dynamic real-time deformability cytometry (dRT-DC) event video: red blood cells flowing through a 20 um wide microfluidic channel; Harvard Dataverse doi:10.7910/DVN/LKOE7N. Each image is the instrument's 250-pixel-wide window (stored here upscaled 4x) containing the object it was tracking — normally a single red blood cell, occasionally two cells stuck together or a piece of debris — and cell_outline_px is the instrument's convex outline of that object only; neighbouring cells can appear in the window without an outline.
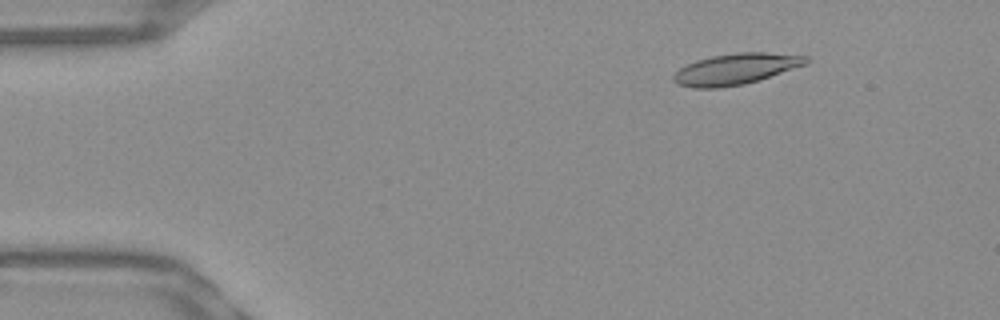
{"species": "Egyptian fruit bat (a non-hibernating species)", "species_latin": "Rousettus aegyptiacus", "temperature_condition": "warm", "stored_images_in_passage": 52, "camera_frame_rate_fps": 3000, "um_per_image_px": 0.085, "frame": {"image": 1, "passage_image": 7, "time_ms": 2.0, "image_size_px": [1000, 320], "cell_outline_px": [[812, 60], [808, 64], [760, 80], [744, 84], [720, 88], [692, 88], [676, 84], [672, 80], [672, 76], [680, 68], [696, 60], [712, 56], [736, 52], [764, 52], [808, 56]], "centroid_in_image_um": [62.57, 5.87], "position_along_channel_um": 22.4, "area_um2": 24.28}}
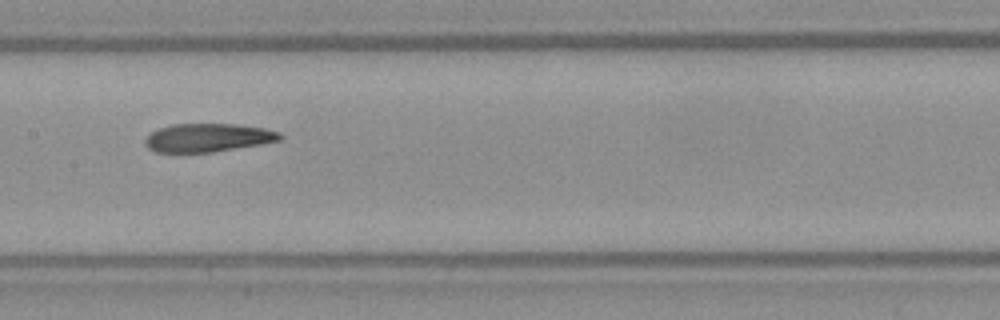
{"frame": {"image": 2, "passage_image": 26, "time_ms": 8.333, "image_size_px": [1000, 320], "cell_outline_px": [[284, 136], [280, 140], [260, 144], [212, 152], [156, 152], [148, 148], [144, 144], [144, 140], [148, 132], [172, 124], [236, 124], [264, 128], [280, 132]], "centroid_in_image_um": [17.64, 11.7], "position_along_channel_um": 189.8, "area_um2": 22.37}}
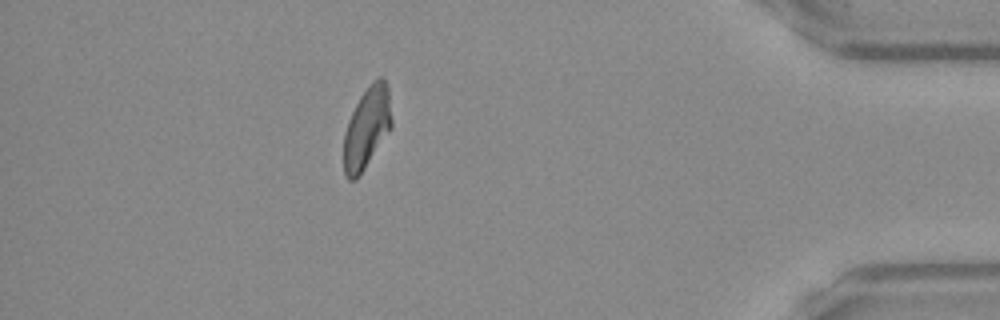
{"frame": {"image": 3, "passage_image": 46, "time_ms": 15.0, "image_size_px": [1000, 320], "cell_outline_px": [[392, 128], [360, 176], [356, 180], [348, 180], [344, 172], [344, 132], [348, 120], [360, 96], [372, 80], [380, 76], [388, 84], [392, 120]], "centroid_in_image_um": [31.19, 10.87], "position_along_channel_um": 404.0, "area_um2": 23.06}, "authors_computed_cell_mechanics": {"area_um2": 23.409, "velocity_mm_per_s": 3.8979, "shape_relaxation_time_tau1_ms": null, "shape_relaxation_time_tau2_ms": 4.1521, "deformation_change_tau1": null, "deformation_change_tau2": 0.1292}}